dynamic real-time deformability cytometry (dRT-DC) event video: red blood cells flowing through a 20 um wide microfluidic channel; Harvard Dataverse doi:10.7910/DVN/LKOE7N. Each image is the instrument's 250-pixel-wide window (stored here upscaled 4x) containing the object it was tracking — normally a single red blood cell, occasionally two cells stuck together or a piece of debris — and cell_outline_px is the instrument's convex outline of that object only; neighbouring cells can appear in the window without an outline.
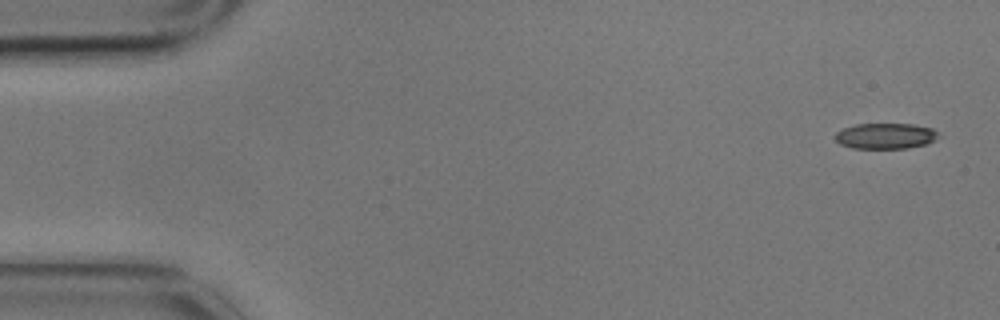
{"species": "common noctule bat (a hibernating species)", "species_latin": "Nyctalus noctula", "temperature_condition": "cold", "stored_images_in_passage": 4, "camera_frame_rate_fps": 3000, "um_per_image_px": 0.085, "animal": {"sex": "male", "body_mass_g": 17.9}, "frame": {"image": 1, "passage_image": 1, "time_ms": 0.0, "image_size_px": [1000, 320], "cell_outline_px": [[940, 136], [936, 140], [928, 144], [908, 148], [852, 148], [840, 144], [836, 140], [836, 132], [844, 128], [856, 124], [912, 124], [932, 128]], "centroid_in_image_um": [75.3, 11.56], "position_along_channel_um": 9.7, "area_um2": 15.49}}
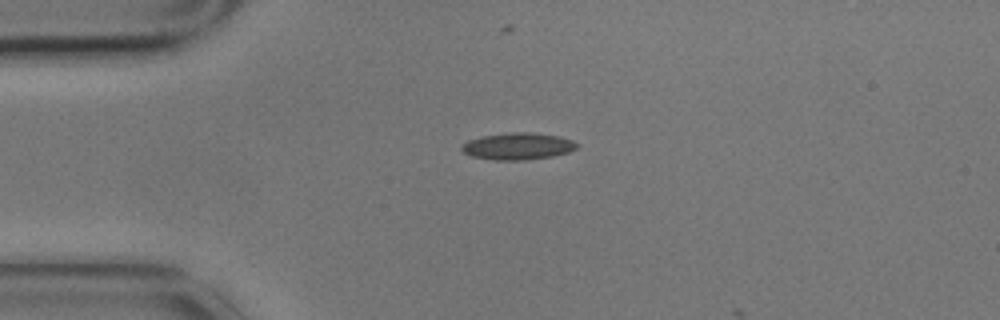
{"frame": {"image": 2, "passage_image": 4, "time_ms": 1.0, "image_size_px": [1000, 320], "cell_outline_px": [[580, 144], [576, 148], [568, 152], [552, 156], [524, 160], [496, 160], [472, 156], [464, 152], [460, 148], [460, 144], [468, 140], [480, 136], [508, 132], [532, 132], [560, 136], [572, 140]], "centroid_in_image_um": [44.0, 12.41], "position_along_channel_um": 41.0, "area_um2": 18.21}}